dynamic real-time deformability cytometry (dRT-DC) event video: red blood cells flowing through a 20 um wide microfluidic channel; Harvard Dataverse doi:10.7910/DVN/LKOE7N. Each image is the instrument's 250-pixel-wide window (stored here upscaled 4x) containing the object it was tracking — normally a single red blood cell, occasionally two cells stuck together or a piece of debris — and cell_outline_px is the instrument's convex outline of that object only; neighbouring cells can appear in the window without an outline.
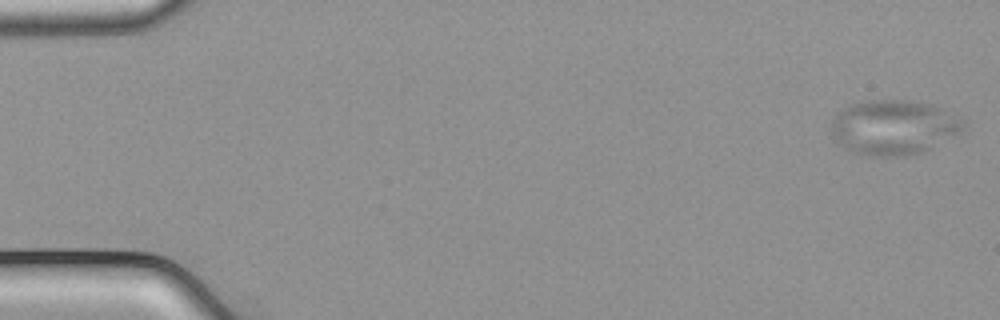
{"species": "common noctule bat (a hibernating species)", "species_latin": "Nyctalus noctula", "temperature_condition": "cold", "stored_images_in_passage": 53, "camera_frame_rate_fps": 3000, "um_per_image_px": 0.085, "animal": {"sex": "male", "body_mass_g": 21.5, "forearm_length_mm": 52.0}, "frame": {"image": 1, "passage_image": 1, "time_ms": 0.0, "image_size_px": [1000, 320], "cell_outline_px": [[964, 124], [960, 132], [920, 152], [904, 156], [868, 156], [852, 152], [844, 148], [832, 136], [832, 116], [844, 108], [860, 100], [908, 100], [932, 104], [964, 120]], "centroid_in_image_um": [75.89, 10.81], "position_along_channel_um": 9.1, "area_um2": 41.91}}
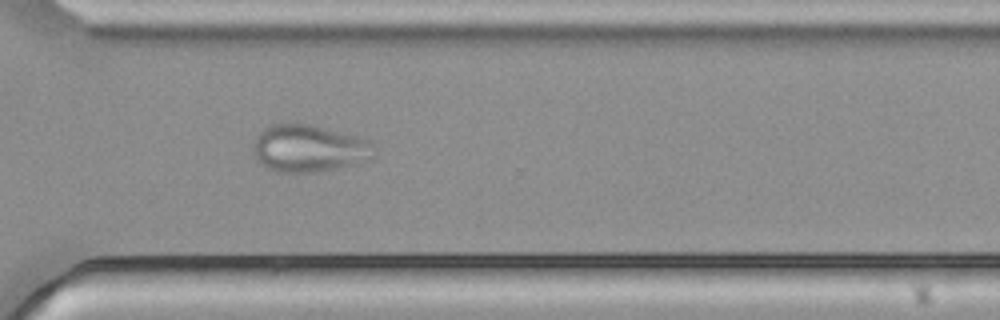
{"frame": {"image": 2, "passage_image": 39, "time_ms": 12.667, "image_size_px": [1000, 320], "cell_outline_px": [[376, 156], [356, 164], [320, 172], [276, 172], [260, 164], [256, 160], [252, 152], [252, 144], [256, 136], [260, 132], [272, 124], [312, 124], [356, 136], [368, 140], [372, 144], [376, 152]], "centroid_in_image_um": [26.24, 12.63], "position_along_channel_um": 344.4, "area_um2": 33.58}}
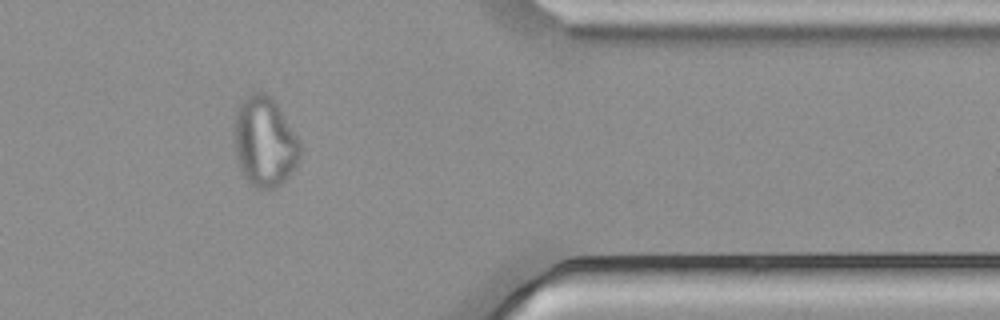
{"frame": {"image": 3, "passage_image": 44, "time_ms": 14.333, "image_size_px": [1000, 320], "cell_outline_px": [[300, 160], [292, 172], [276, 188], [256, 188], [244, 176], [236, 160], [232, 140], [236, 108], [252, 92], [264, 92], [272, 96], [300, 140]], "centroid_in_image_um": [22.47, 12.04], "position_along_channel_um": 388.9, "area_um2": 34.97}}